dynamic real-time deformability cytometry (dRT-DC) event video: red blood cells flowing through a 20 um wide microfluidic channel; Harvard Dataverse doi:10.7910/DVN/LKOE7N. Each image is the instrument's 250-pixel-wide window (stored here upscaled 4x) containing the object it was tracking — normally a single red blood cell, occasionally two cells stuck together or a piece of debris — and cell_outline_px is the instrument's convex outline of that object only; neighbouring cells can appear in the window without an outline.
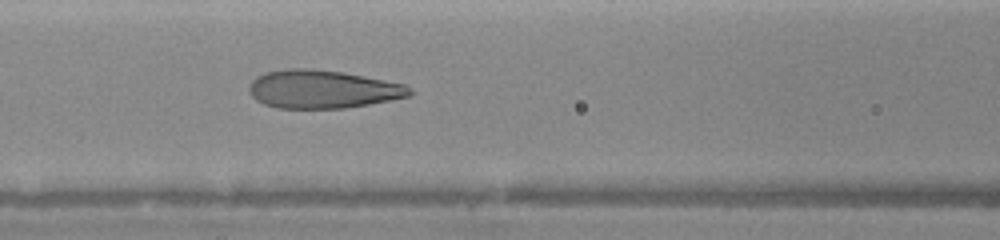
{"species": "human", "species_latin": "Homo sapiens", "temperature_condition": "warm", "stored_images_in_passage": 15, "camera_frame_rate_fps": 3000, "um_per_image_px": 0.085, "donor": {"sex": "female"}, "frame": {"image": 1, "passage_image": 15, "time_ms": 6.333, "image_size_px": [1000, 240], "cell_outline_px": [[412, 92], [408, 96], [392, 100], [344, 108], [276, 108], [264, 104], [256, 100], [252, 96], [248, 88], [252, 80], [256, 76], [268, 72], [288, 68], [304, 68], [344, 72], [404, 84]], "centroid_in_image_um": [27.38, 7.58], "position_along_channel_um": 139.2, "area_um2": 35.55}}